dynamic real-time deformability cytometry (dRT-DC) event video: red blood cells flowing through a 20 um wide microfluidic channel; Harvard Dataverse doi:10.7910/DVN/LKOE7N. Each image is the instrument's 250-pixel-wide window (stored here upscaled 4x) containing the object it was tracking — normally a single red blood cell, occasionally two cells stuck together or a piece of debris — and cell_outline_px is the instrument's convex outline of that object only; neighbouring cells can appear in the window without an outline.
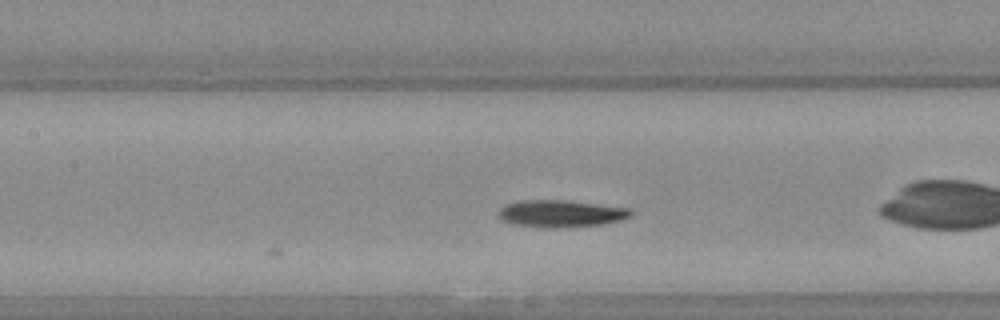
{"species": "Egyptian fruit bat (a non-hibernating species)", "species_latin": "Rousettus aegyptiacus", "temperature_condition": "warm", "stored_images_in_passage": 10, "camera_frame_rate_fps": 3000, "um_per_image_px": 0.085, "animal": {"sex": "female"}, "frame": {"image": 1, "passage_image": 10, "time_ms": 3.0, "image_size_px": [1000, 320], "cell_outline_px": [[632, 216], [620, 220], [604, 224], [556, 228], [544, 228], [512, 224], [504, 220], [500, 216], [500, 208], [508, 204], [520, 200], [568, 200], [632, 208]], "centroid_in_image_um": [47.73, 18.15], "position_along_channel_um": 159.7, "area_um2": 20.98}}